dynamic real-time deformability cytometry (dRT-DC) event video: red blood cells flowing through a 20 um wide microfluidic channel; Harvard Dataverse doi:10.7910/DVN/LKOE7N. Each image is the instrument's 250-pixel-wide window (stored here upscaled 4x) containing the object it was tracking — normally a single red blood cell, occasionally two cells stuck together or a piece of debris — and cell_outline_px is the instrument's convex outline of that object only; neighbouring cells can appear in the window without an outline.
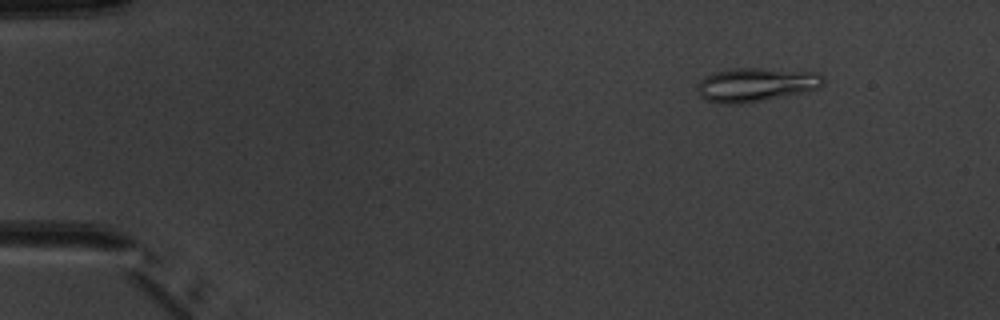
{"species": "common noctule bat (a hibernating species)", "species_latin": "Nyctalus noctula", "temperature_condition": "warm", "stored_images_in_passage": 4, "segment_of_instrument_passage": [2, 2], "camera_frame_rate_fps": 3000, "um_per_image_px": 0.085, "animal": {"sex": "male", "body_mass_g": 20.1, "forearm_length_mm": 53.5}, "frame": {"image": 1, "passage_image": 4, "time_ms": 4.333, "image_size_px": [1000, 320], "cell_outline_px": [[824, 80], [820, 88], [740, 104], [720, 104], [704, 100], [700, 96], [696, 88], [696, 84], [704, 76], [712, 72], [732, 68], [760, 68], [820, 72], [824, 76]], "centroid_in_image_um": [64.19, 7.18], "position_along_channel_um": 20.8, "area_um2": 24.97}}